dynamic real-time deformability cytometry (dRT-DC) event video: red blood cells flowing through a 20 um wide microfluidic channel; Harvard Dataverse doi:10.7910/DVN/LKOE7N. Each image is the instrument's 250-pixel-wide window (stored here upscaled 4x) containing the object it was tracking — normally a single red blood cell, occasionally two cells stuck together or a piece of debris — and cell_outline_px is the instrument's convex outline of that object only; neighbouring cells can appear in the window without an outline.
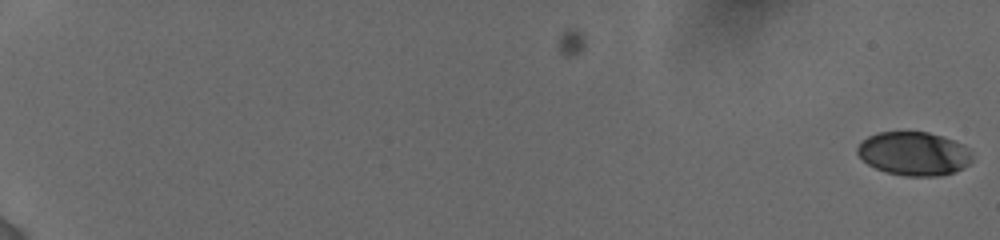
{"species": "human", "species_latin": "Homo sapiens", "temperature_condition": "cold", "stored_images_in_passage": 4, "camera_frame_rate_fps": 3000, "um_per_image_px": 0.085, "donor": {"sex": "female"}, "frame": {"image": 1, "passage_image": 4, "time_ms": 1.667, "image_size_px": [1000, 240], "cell_outline_px": [[972, 160], [964, 168], [952, 172], [936, 176], [904, 176], [888, 172], [876, 168], [868, 164], [856, 152], [856, 148], [868, 136], [876, 132], [928, 132], [944, 136], [964, 144], [972, 152]], "centroid_in_image_um": [77.71, 13.05], "position_along_channel_um": 7.3, "area_um2": 29.25}}